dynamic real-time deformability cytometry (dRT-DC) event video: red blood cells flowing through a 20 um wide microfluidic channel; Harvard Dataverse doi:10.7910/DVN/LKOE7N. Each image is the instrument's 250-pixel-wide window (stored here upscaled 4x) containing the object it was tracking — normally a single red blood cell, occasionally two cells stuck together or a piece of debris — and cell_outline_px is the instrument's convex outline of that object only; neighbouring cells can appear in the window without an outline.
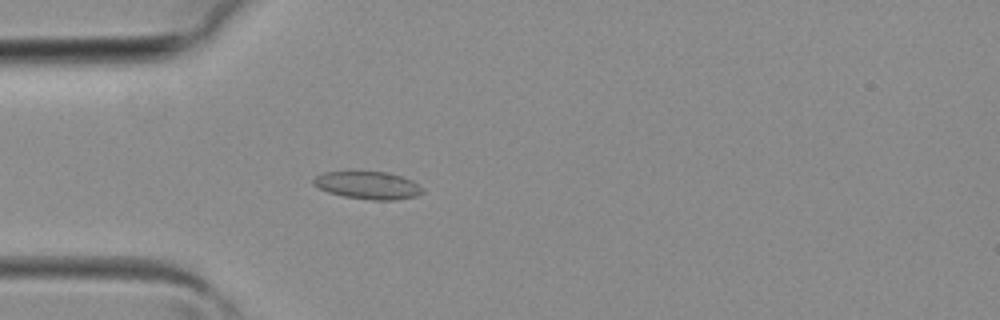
{"species": "common noctule bat (a hibernating species)", "species_latin": "Nyctalus noctula", "temperature_condition": "room temperature", "stored_images_in_passage": 36, "camera_frame_rate_fps": 3000, "um_per_image_px": 0.085, "animal": {"sex": "female", "body_mass_g": 19.3, "forearm_length_mm": 54.1}, "frame": {"image": 1, "passage_image": 8, "time_ms": 2.333, "image_size_px": [1000, 320], "cell_outline_px": [[424, 192], [416, 196], [396, 200], [372, 200], [344, 196], [328, 192], [312, 184], [312, 180], [316, 176], [324, 172], [348, 168], [388, 172], [412, 180], [424, 188]], "centroid_in_image_um": [31.24, 15.69], "position_along_channel_um": 53.8, "area_um2": 18.44}}
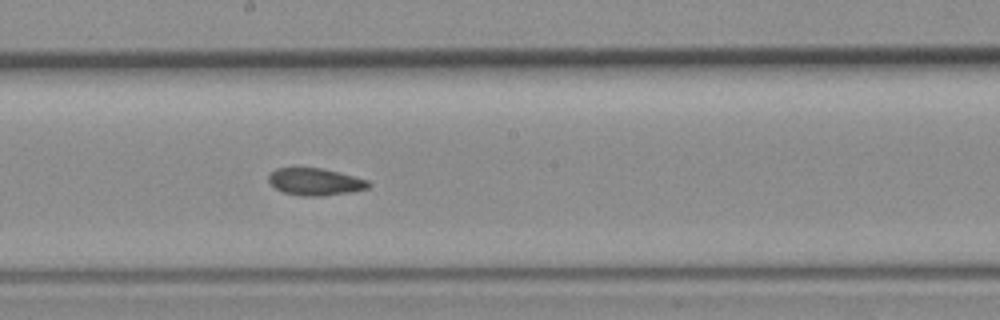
{"frame": {"image": 2, "passage_image": 18, "time_ms": 5.667, "image_size_px": [1000, 320], "cell_outline_px": [[372, 184], [368, 188], [352, 192], [324, 196], [300, 196], [284, 192], [276, 188], [268, 180], [268, 176], [276, 168], [320, 168], [368, 180]], "centroid_in_image_um": [26.81, 15.46], "position_along_channel_um": 221.4, "area_um2": 15.66}}
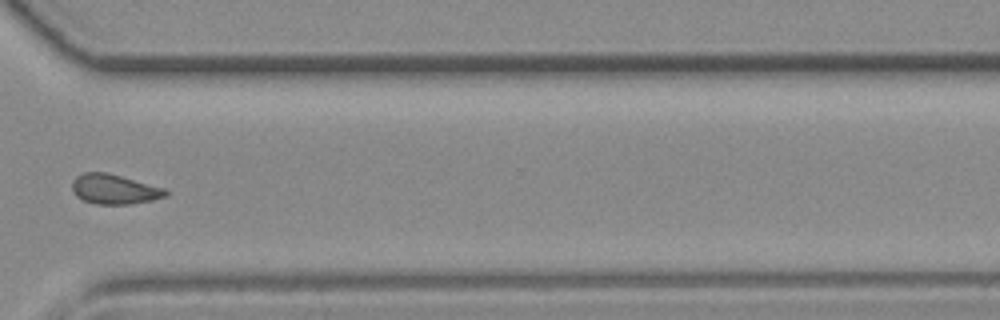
{"frame": {"image": 3, "passage_image": 26, "time_ms": 8.333, "image_size_px": [1000, 320], "cell_outline_px": [[168, 196], [152, 200], [128, 204], [96, 204], [84, 200], [76, 196], [72, 192], [72, 180], [76, 176], [84, 172], [108, 172], [164, 188], [168, 192]], "centroid_in_image_um": [9.69, 16.07], "position_along_channel_um": 360.9, "area_um2": 16.3}}